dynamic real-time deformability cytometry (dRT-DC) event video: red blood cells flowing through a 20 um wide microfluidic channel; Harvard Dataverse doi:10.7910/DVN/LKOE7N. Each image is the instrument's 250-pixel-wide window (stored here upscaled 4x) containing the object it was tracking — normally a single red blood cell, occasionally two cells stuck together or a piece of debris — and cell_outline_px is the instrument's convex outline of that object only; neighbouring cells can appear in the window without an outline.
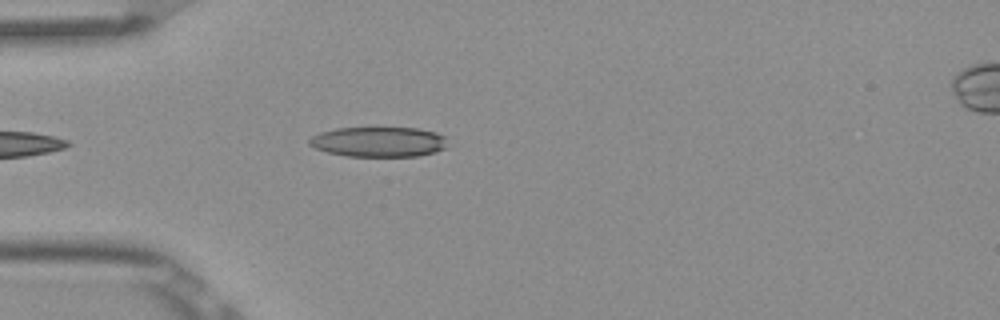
{"species": "Egyptian fruit bat (a non-hibernating species)", "species_latin": "Rousettus aegyptiacus", "temperature_condition": "room temperature", "stored_images_in_passage": 2, "camera_frame_rate_fps": 3000, "um_per_image_px": 0.085, "frame": {"image": 1, "passage_image": 2, "time_ms": 0.333, "image_size_px": [1000, 320], "cell_outline_px": [[444, 148], [436, 152], [416, 156], [348, 156], [328, 152], [316, 148], [308, 144], [308, 140], [312, 136], [320, 132], [336, 128], [416, 128], [436, 132], [444, 136]], "centroid_in_image_um": [32.15, 12.05], "position_along_channel_um": 52.8, "area_um2": 23.99}}